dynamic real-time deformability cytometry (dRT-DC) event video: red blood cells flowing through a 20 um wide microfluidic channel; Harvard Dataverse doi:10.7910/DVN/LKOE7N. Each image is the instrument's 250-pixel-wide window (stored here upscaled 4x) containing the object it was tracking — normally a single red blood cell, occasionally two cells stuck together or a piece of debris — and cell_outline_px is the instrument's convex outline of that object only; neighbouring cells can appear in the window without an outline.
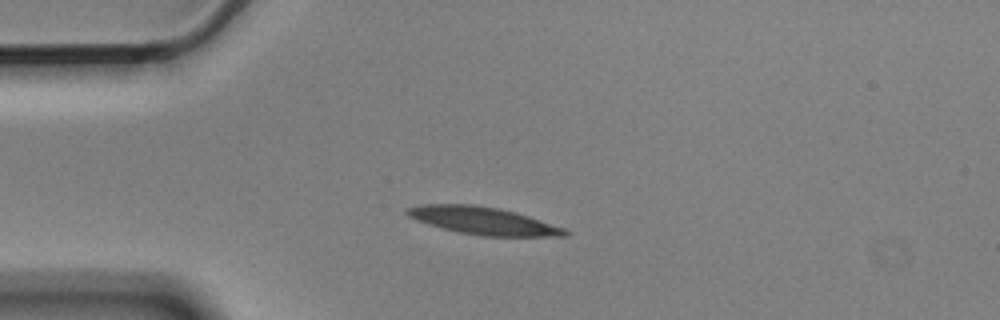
{"species": "Egyptian fruit bat (a non-hibernating species)", "species_latin": "Rousettus aegyptiacus", "temperature_condition": "cold", "stored_images_in_passage": 5, "camera_frame_rate_fps": 3000, "um_per_image_px": 0.085, "animal": {"sex": "male"}, "frame": {"image": 1, "passage_image": 3, "time_ms": 0.667, "image_size_px": [1000, 320], "cell_outline_px": [[572, 232], [568, 236], [484, 236], [456, 232], [440, 228], [416, 220], [408, 216], [404, 212], [404, 208], [420, 204], [472, 204], [500, 208], [516, 212], [564, 228]], "centroid_in_image_um": [41.03, 18.76], "position_along_channel_um": 44.0, "area_um2": 25.55}}
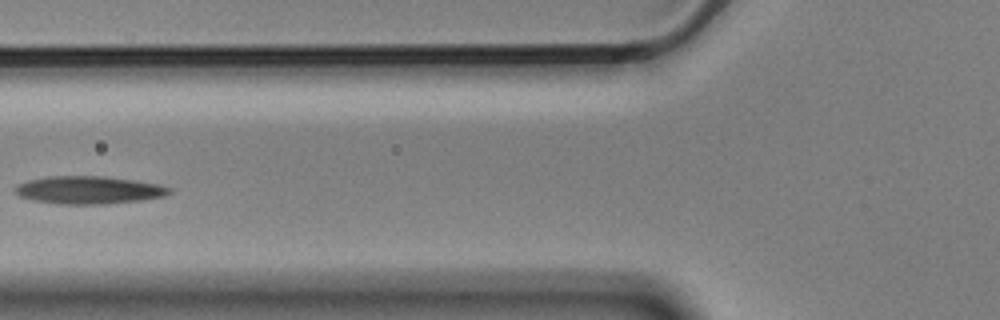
{"frame": {"image": 2, "passage_image": 5, "time_ms": 1.333, "image_size_px": [1000, 320], "cell_outline_px": [[172, 192], [164, 196], [140, 200], [104, 204], [60, 204], [32, 200], [20, 196], [12, 192], [12, 188], [16, 184], [28, 180], [44, 176], [108, 176], [136, 180], [160, 184], [172, 188]], "centroid_in_image_um": [7.51, 16.14], "position_along_channel_um": 118.3, "area_um2": 25.37}}